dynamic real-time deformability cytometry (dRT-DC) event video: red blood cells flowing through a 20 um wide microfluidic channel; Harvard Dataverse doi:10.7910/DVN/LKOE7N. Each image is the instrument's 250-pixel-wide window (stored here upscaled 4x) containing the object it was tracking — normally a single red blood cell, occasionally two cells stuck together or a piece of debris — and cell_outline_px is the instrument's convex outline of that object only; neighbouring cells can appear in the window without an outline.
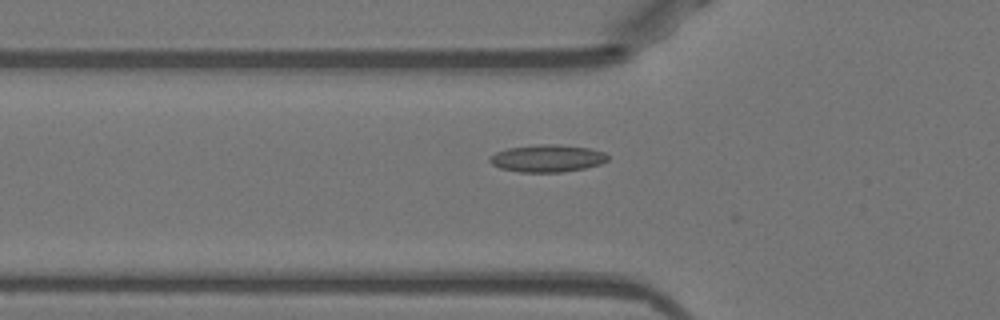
{"species": "Egyptian fruit bat (a non-hibernating species)", "species_latin": "Rousettus aegyptiacus", "temperature_condition": "warm", "stored_images_in_passage": 35, "camera_frame_rate_fps": 3000, "um_per_image_px": 0.085, "animal": {"sex": "female"}, "frame": {"image": 1, "passage_image": 2, "time_ms": 0.333, "image_size_px": [1000, 320], "cell_outline_px": [[608, 160], [600, 164], [584, 168], [560, 172], [520, 172], [500, 168], [492, 164], [488, 160], [488, 156], [496, 152], [508, 148], [540, 144], [560, 144], [588, 148], [604, 152], [608, 156]], "centroid_in_image_um": [46.49, 13.45], "position_along_channel_um": 79.3, "area_um2": 18.79}}
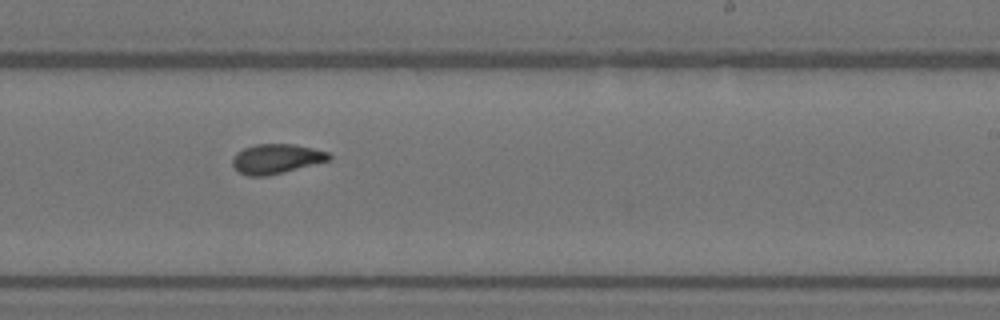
{"frame": {"image": 2, "passage_image": 16, "time_ms": 5.0, "image_size_px": [1000, 320], "cell_outline_px": [[332, 156], [328, 160], [284, 172], [264, 176], [248, 176], [240, 172], [232, 164], [232, 160], [236, 152], [244, 148], [256, 144], [292, 144], [312, 148], [328, 152]], "centroid_in_image_um": [23.46, 13.49], "position_along_channel_um": 265.5, "area_um2": 16.42}}
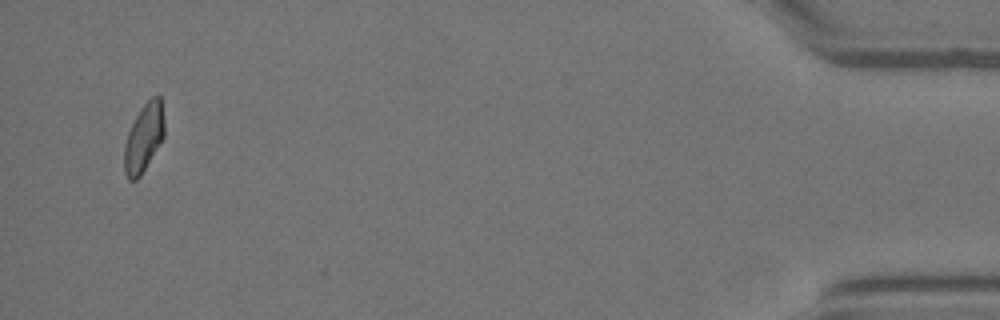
{"frame": {"image": 3, "passage_image": 34, "time_ms": 11.0, "image_size_px": [1000, 320], "cell_outline_px": [[164, 136], [140, 176], [136, 180], [128, 180], [124, 172], [124, 144], [128, 132], [140, 108], [152, 96], [160, 96], [164, 120]], "centroid_in_image_um": [12.21, 11.71], "position_along_channel_um": 423.0, "area_um2": 15.78}, "authors_computed_cell_mechanics": {"area_um2": 16.4152, "velocity_mm_per_s": 3.9766, "shape_relaxation_time_tau1_ms": 8.525, "shape_relaxation_time_tau2_ms": 1.4136, "deformation_change_tau1": 0.1942, "deformation_change_tau2": 0.0742}}